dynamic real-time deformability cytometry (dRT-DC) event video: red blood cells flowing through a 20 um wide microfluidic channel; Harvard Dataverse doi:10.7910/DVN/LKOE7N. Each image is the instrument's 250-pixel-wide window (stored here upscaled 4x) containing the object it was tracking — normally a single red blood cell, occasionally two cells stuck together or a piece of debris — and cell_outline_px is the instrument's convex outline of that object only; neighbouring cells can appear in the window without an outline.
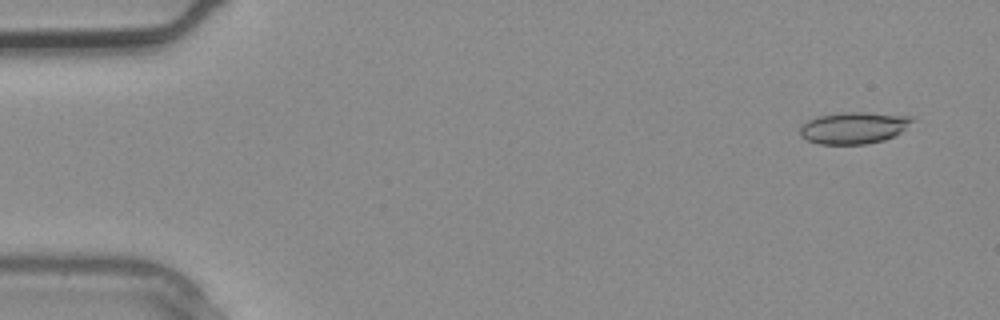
{"species": "common noctule bat (a hibernating species)", "species_latin": "Nyctalus noctula", "temperature_condition": "warm", "stored_images_in_passage": 3, "camera_frame_rate_fps": 3000, "um_per_image_px": 0.085, "animal": {"sex": "male", "body_mass_g": 20.4}, "frame": {"image": 1, "passage_image": 1, "time_ms": 0.0, "image_size_px": [1000, 320], "cell_outline_px": [[912, 120], [900, 132], [884, 140], [864, 144], [820, 144], [808, 140], [800, 136], [800, 124], [816, 116], [840, 112], [864, 112], [912, 116]], "centroid_in_image_um": [72.49, 10.85], "position_along_channel_um": 12.5, "area_um2": 20.63}}